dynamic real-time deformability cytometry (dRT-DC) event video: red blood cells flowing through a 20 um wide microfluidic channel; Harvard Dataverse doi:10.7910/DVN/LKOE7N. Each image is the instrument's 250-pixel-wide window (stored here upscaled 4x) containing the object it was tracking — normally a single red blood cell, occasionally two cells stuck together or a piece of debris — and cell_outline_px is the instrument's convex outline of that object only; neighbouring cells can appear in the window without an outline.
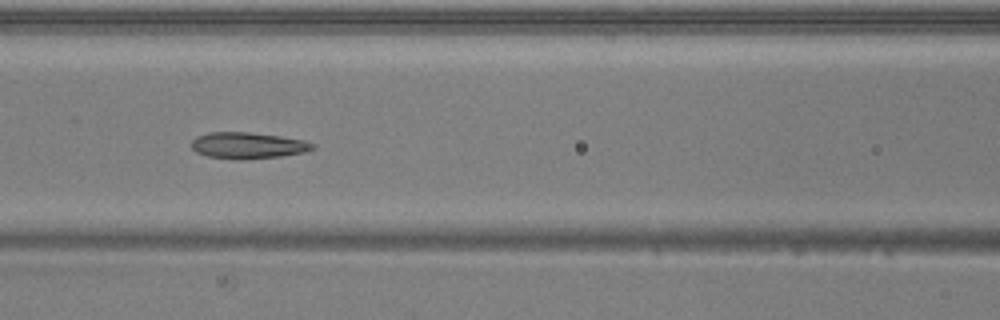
{"species": "common noctule bat (a hibernating species)", "species_latin": "Nyctalus noctula", "temperature_condition": "warm", "stored_images_in_passage": 30, "camera_frame_rate_fps": 3000, "um_per_image_px": 0.085, "animal": {"sex": "male", "body_mass_g": 20.5, "forearm_length_mm": 52.5}, "frame": {"image": 1, "passage_image": 8, "time_ms": 2.333, "image_size_px": [1000, 320], "cell_outline_px": [[316, 148], [304, 152], [280, 156], [208, 156], [196, 152], [192, 148], [192, 140], [196, 136], [208, 132], [248, 132], [280, 136], [304, 140], [316, 144]], "centroid_in_image_um": [21.1, 12.3], "position_along_channel_um": 145.5, "area_um2": 17.57}}
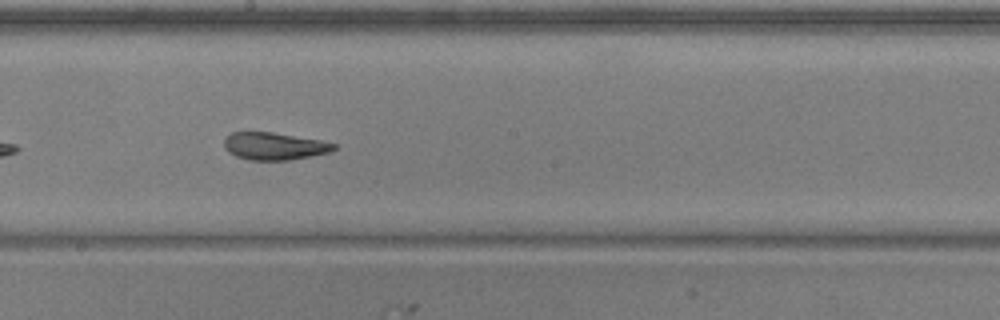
{"frame": {"image": 2, "passage_image": 14, "time_ms": 4.333, "image_size_px": [1000, 320], "cell_outline_px": [[336, 148], [328, 152], [312, 156], [288, 160], [248, 160], [236, 156], [228, 152], [224, 148], [224, 140], [232, 132], [272, 132], [320, 140], [336, 144]], "centroid_in_image_um": [23.29, 12.42], "position_along_channel_um": 224.9, "area_um2": 17.46}}
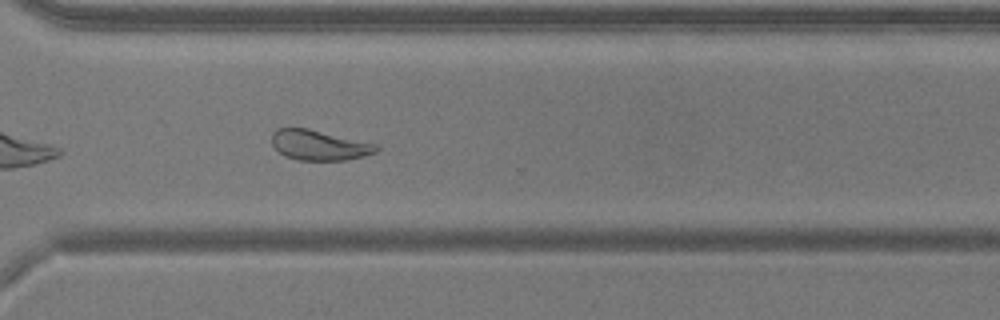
{"frame": {"image": 3, "passage_image": 23, "time_ms": 7.333, "image_size_px": [1000, 320], "cell_outline_px": [[380, 148], [376, 152], [364, 156], [344, 160], [296, 160], [284, 156], [272, 144], [272, 132], [276, 128], [308, 128], [380, 144]], "centroid_in_image_um": [27.16, 12.33], "position_along_channel_um": 343.4, "area_um2": 18.61}, "authors_computed_cell_mechanics": {"area_um2": 18.3804, "velocity_mm_per_s": 3.9706, "shape_relaxation_time_tau1_ms": 6.0281, "shape_relaxation_time_tau2_ms": 2.001, "deformation_change_tau1": 0.1825, "deformation_change_tau2": 0.0963}}